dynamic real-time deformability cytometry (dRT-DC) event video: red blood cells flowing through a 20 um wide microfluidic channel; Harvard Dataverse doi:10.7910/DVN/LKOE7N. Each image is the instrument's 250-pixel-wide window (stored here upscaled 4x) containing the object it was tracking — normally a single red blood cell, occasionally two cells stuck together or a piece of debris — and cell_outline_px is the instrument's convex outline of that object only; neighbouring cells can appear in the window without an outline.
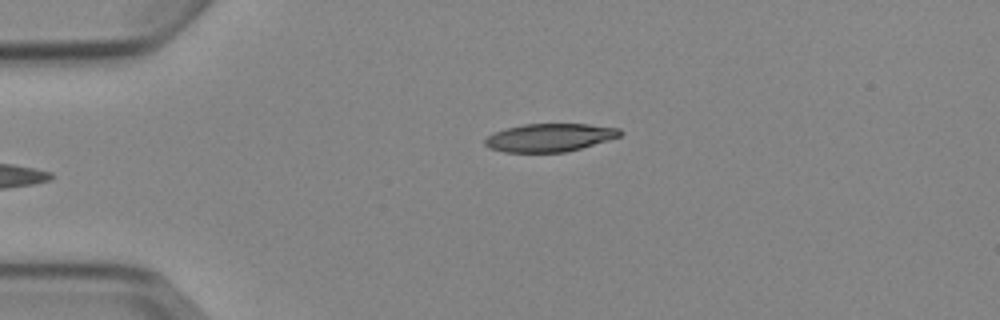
{"species": "Egyptian fruit bat (a non-hibernating species)", "species_latin": "Rousettus aegyptiacus", "temperature_condition": "cold", "stored_images_in_passage": 5, "camera_frame_rate_fps": 3000, "um_per_image_px": 0.085, "animal": {"sex": "female"}, "frame": {"image": 1, "passage_image": 5, "time_ms": 5.667, "image_size_px": [1000, 320], "cell_outline_px": [[624, 132], [620, 136], [580, 148], [564, 152], [504, 152], [488, 148], [484, 144], [484, 140], [488, 136], [496, 132], [508, 128], [524, 124], [588, 124], [620, 128]], "centroid_in_image_um": [46.72, 11.69], "position_along_channel_um": 38.3, "area_um2": 21.91}}